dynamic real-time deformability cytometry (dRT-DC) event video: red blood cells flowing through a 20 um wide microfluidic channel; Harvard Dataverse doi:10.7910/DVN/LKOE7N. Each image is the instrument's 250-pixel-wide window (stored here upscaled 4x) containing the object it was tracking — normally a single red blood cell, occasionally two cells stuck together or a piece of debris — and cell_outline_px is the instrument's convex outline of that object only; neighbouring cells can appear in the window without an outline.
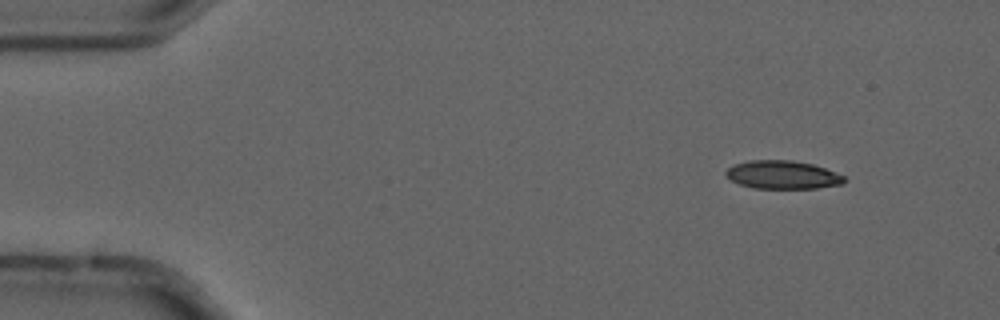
{"species": "common noctule bat (a hibernating species)", "species_latin": "Nyctalus noctula", "temperature_condition": "cold", "stored_images_in_passage": 4, "camera_frame_rate_fps": 3000, "um_per_image_px": 0.085, "animal": {"sex": "male", "forearm_length_mm": 52.5}, "frame": {"image": 1, "passage_image": 1, "time_ms": 0.0, "image_size_px": [1000, 320], "cell_outline_px": [[848, 180], [844, 184], [816, 188], [752, 188], [740, 184], [732, 180], [724, 172], [728, 168], [736, 164], [748, 160], [792, 160], [812, 164], [824, 168], [844, 176]], "centroid_in_image_um": [66.55, 14.86], "position_along_channel_um": 18.5, "area_um2": 19.42}}